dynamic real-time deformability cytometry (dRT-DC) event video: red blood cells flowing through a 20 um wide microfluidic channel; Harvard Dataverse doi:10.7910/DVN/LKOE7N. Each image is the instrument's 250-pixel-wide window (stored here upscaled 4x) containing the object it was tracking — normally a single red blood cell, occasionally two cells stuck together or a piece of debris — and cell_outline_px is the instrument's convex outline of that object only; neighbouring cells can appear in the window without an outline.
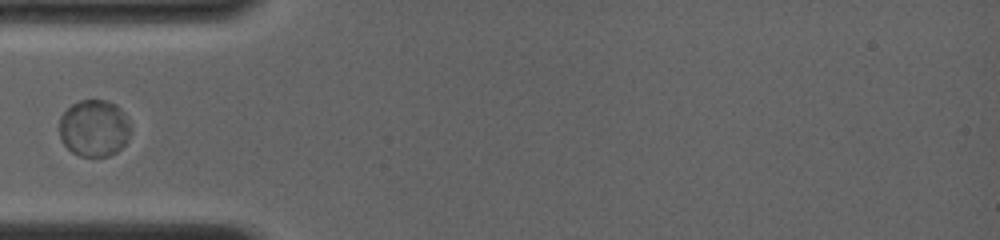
{"species": "common noctule bat (a hibernating species)", "species_latin": "Nyctalus noctula", "temperature_condition": "room temperature", "stored_images_in_passage": 8, "camera_frame_rate_fps": 4000, "um_per_image_px": 0.085, "animal": {"sex": "female", "body_mass_g": 19.0, "forearm_length_mm": 56.7}, "frame": {"image": 1, "passage_image": 1, "time_ms": 0.0, "image_size_px": [1000, 240], "cell_outline_px": [[128, 136], [124, 144], [116, 152], [108, 156], [80, 156], [72, 152], [60, 140], [60, 116], [72, 104], [80, 100], [104, 100], [116, 104], [128, 124]], "centroid_in_image_um": [7.94, 10.9], "position_along_channel_um": 77.1, "area_um2": 23.12}}